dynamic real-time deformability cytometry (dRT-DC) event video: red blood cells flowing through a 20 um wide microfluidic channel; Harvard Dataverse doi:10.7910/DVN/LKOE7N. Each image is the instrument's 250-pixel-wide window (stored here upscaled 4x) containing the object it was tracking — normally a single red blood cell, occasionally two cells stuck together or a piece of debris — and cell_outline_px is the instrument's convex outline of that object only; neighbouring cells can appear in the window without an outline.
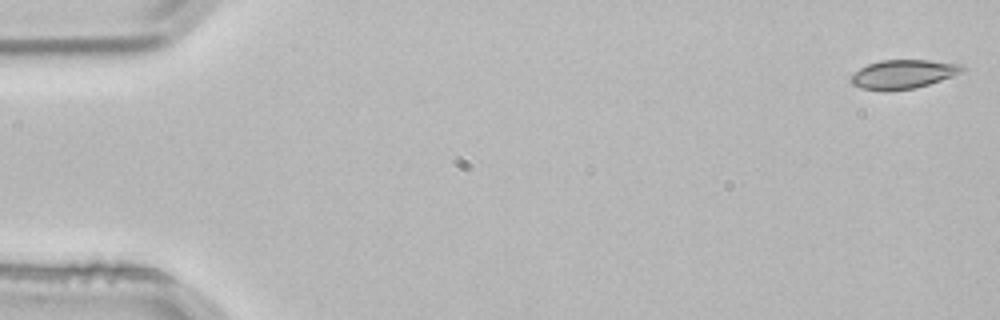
{"species": "common noctule bat (a hibernating species)", "species_latin": "Nyctalus noctula", "temperature_condition": "room temperature", "stored_images_in_passage": 4, "camera_frame_rate_fps": 3000, "um_per_image_px": 0.085, "animal": {"sex": "male", "body_mass_g": 21.5, "forearm_length_mm": 52.0}, "frame": {"image": 1, "passage_image": 1, "time_ms": 0.0, "image_size_px": [1000, 320], "cell_outline_px": [[964, 68], [960, 72], [952, 76], [916, 88], [884, 92], [860, 88], [852, 84], [848, 80], [860, 68], [868, 64], [880, 60], [928, 60], [964, 64]], "centroid_in_image_um": [76.73, 6.32], "position_along_channel_um": 8.3, "area_um2": 18.84}}
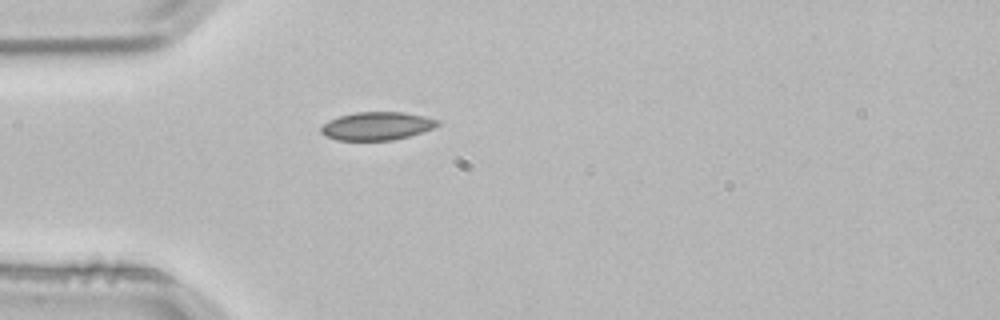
{"frame": {"image": 2, "passage_image": 4, "time_ms": 1.0, "image_size_px": [1000, 320], "cell_outline_px": [[440, 124], [432, 128], [408, 136], [392, 140], [336, 140], [324, 136], [320, 132], [320, 128], [328, 120], [340, 116], [356, 112], [404, 112], [424, 116], [440, 120]], "centroid_in_image_um": [32.01, 10.71], "position_along_channel_um": 53.0, "area_um2": 19.07}}